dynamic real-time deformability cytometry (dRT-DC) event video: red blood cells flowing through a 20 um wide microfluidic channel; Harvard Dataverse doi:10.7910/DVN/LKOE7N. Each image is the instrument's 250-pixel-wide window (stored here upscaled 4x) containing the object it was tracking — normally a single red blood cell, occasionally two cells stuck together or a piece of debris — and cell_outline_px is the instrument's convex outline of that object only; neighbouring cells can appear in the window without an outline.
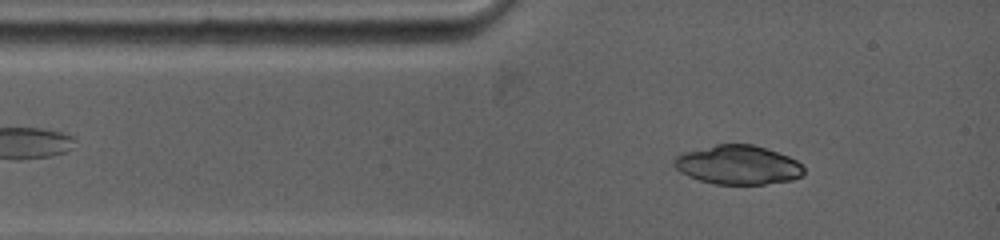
{"species": "common noctule bat (a hibernating species)", "species_latin": "Nyctalus noctula", "temperature_condition": "warm", "stored_images_in_passage": 74, "camera_frame_rate_fps": 5000, "um_per_image_px": 0.085, "animal": {"sex": "female", "body_mass_g": 19.0, "forearm_length_mm": 53.3}, "frame": {"image": 1, "passage_image": 6, "time_ms": 1.0, "image_size_px": [1000, 240], "cell_outline_px": [[804, 172], [800, 176], [792, 180], [764, 184], [716, 184], [700, 180], [688, 176], [680, 172], [672, 164], [676, 156], [684, 152], [716, 144], [752, 144], [768, 148], [788, 156], [796, 160], [804, 168]], "centroid_in_image_um": [62.72, 14.01], "position_along_channel_um": 22.3, "area_um2": 29.54}}
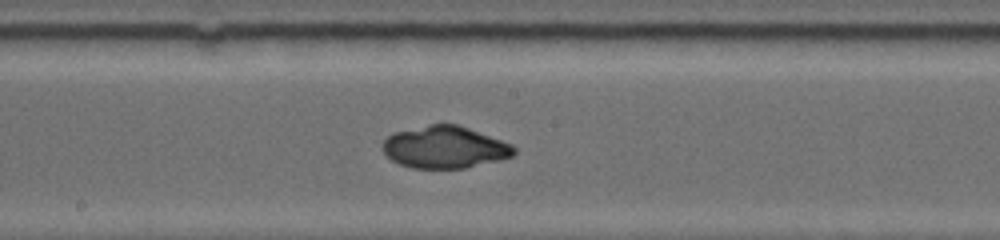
{"frame": {"image": 2, "passage_image": 32, "time_ms": 6.2, "image_size_px": [1000, 240], "cell_outline_px": [[516, 152], [512, 156], [464, 168], [412, 168], [400, 164], [392, 160], [380, 148], [380, 144], [392, 132], [428, 124], [456, 124], [468, 128], [512, 144], [516, 148]], "centroid_in_image_um": [37.75, 12.5], "position_along_channel_um": 210.5, "area_um2": 32.14}}
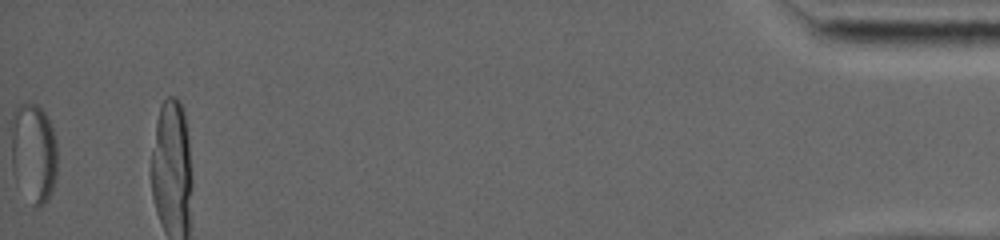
{"frame": {"image": 3, "passage_image": 74, "time_ms": 14.4, "image_size_px": [1000, 240], "cell_outline_px": [[56, 176], [52, 188], [48, 196], [40, 204], [36, 204], [12, 164], [12, 116], [16, 108], [20, 104], [36, 104], [44, 112], [52, 128], [56, 140]], "centroid_in_image_um": [2.89, 12.8], "position_along_channel_um": 432.3, "area_um2": 24.8}}